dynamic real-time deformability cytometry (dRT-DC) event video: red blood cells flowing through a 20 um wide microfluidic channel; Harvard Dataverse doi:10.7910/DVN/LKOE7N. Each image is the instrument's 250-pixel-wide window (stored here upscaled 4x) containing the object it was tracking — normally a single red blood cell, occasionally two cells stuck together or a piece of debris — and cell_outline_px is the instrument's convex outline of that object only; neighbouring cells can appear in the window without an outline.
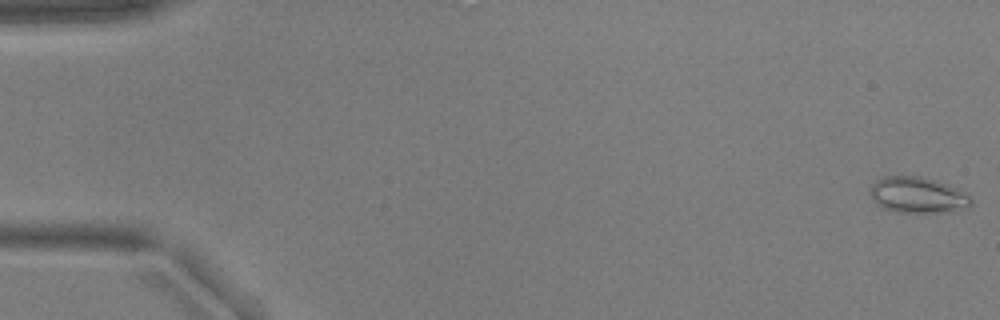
{"species": "common noctule bat (a hibernating species)", "species_latin": "Nyctalus noctula", "temperature_condition": "warm", "stored_images_in_passage": 8, "camera_frame_rate_fps": 3000, "um_per_image_px": 0.085, "animal": {"sex": "male", "body_mass_g": 17.9, "forearm_length_mm": 54.2}, "frame": {"image": 1, "passage_image": 1, "time_ms": 0.0, "image_size_px": [1000, 320], "cell_outline_px": [[972, 204], [968, 208], [956, 212], [896, 212], [884, 208], [876, 204], [872, 200], [868, 192], [872, 184], [876, 180], [884, 176], [920, 176], [956, 188], [964, 192], [972, 200]], "centroid_in_image_um": [77.98, 16.6], "position_along_channel_um": 7.0, "area_um2": 21.27}}